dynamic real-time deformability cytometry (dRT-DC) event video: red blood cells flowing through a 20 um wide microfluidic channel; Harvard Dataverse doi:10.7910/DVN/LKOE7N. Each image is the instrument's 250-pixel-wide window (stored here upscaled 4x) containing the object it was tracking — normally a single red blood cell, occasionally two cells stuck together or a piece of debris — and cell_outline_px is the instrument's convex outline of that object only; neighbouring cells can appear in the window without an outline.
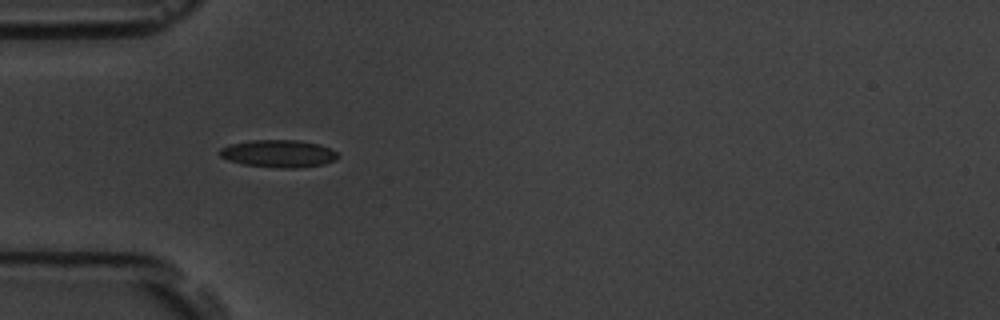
{"species": "common noctule bat (a hibernating species)", "species_latin": "Nyctalus noctula", "temperature_condition": "room temperature", "stored_images_in_passage": 6, "camera_frame_rate_fps": 3000, "um_per_image_px": 0.085, "animal": {"sex": "male", "body_mass_g": 19.5, "forearm_length_mm": 54.6}, "frame": {"image": 1, "passage_image": 5, "time_ms": 1.333, "image_size_px": [1000, 320], "cell_outline_px": [[340, 156], [336, 160], [324, 164], [296, 168], [276, 168], [240, 164], [228, 160], [220, 156], [216, 152], [220, 148], [232, 144], [252, 140], [296, 140], [320, 144], [336, 152]], "centroid_in_image_um": [23.65, 13.07], "position_along_channel_um": 61.3, "area_um2": 19.07}}
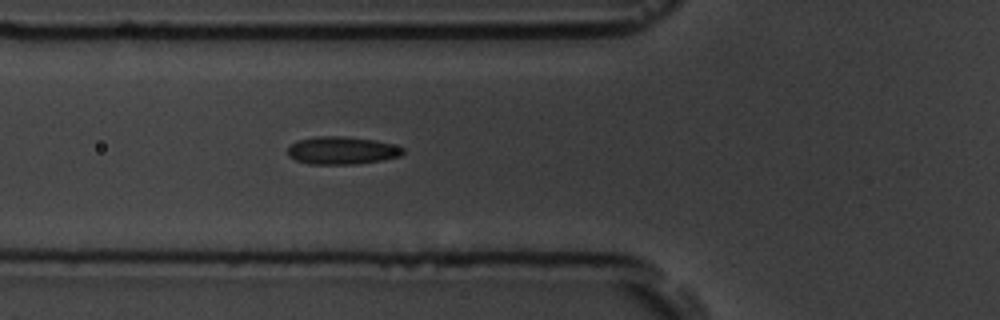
{"frame": {"image": 2, "passage_image": 6, "time_ms": 1.667, "image_size_px": [1000, 320], "cell_outline_px": [[404, 152], [400, 156], [384, 160], [352, 164], [308, 164], [296, 160], [288, 156], [288, 148], [296, 140], [320, 136], [344, 136], [376, 140], [392, 144], [404, 148]], "centroid_in_image_um": [29.06, 12.79], "position_along_channel_um": 96.7, "area_um2": 18.67}}